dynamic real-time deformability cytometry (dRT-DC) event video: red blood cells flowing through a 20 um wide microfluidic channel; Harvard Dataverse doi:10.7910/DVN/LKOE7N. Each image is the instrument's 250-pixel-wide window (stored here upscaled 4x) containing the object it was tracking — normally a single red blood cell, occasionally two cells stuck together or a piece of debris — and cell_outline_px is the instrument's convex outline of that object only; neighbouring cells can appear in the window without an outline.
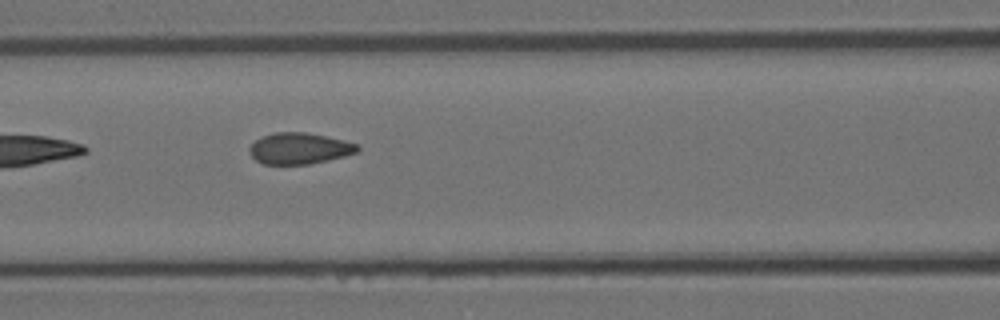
{"species": "Egyptian fruit bat (a non-hibernating species)", "species_latin": "Rousettus aegyptiacus", "temperature_condition": "room temperature", "stored_images_in_passage": 5, "camera_frame_rate_fps": 3000, "um_per_image_px": 0.085, "animal": {"sex": "female"}, "frame": {"image": 1, "passage_image": 4, "time_ms": 1.0, "image_size_px": [1000, 320], "cell_outline_px": [[360, 148], [356, 152], [344, 156], [328, 160], [308, 164], [264, 164], [256, 160], [252, 156], [248, 148], [260, 136], [276, 132], [308, 132], [328, 136], [344, 140], [356, 144]], "centroid_in_image_um": [25.43, 12.6], "position_along_channel_um": 141.2, "area_um2": 19.65}}
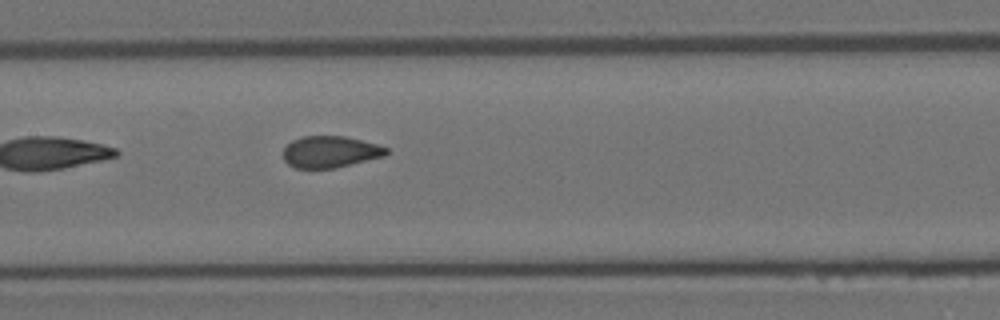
{"frame": {"image": 2, "passage_image": 5, "time_ms": 1.333, "image_size_px": [1000, 320], "cell_outline_px": [[388, 152], [384, 156], [336, 168], [296, 168], [288, 164], [284, 160], [284, 148], [292, 140], [300, 136], [344, 136], [376, 144], [388, 148]], "centroid_in_image_um": [28.05, 12.9], "position_along_channel_um": 179.3, "area_um2": 18.9}}